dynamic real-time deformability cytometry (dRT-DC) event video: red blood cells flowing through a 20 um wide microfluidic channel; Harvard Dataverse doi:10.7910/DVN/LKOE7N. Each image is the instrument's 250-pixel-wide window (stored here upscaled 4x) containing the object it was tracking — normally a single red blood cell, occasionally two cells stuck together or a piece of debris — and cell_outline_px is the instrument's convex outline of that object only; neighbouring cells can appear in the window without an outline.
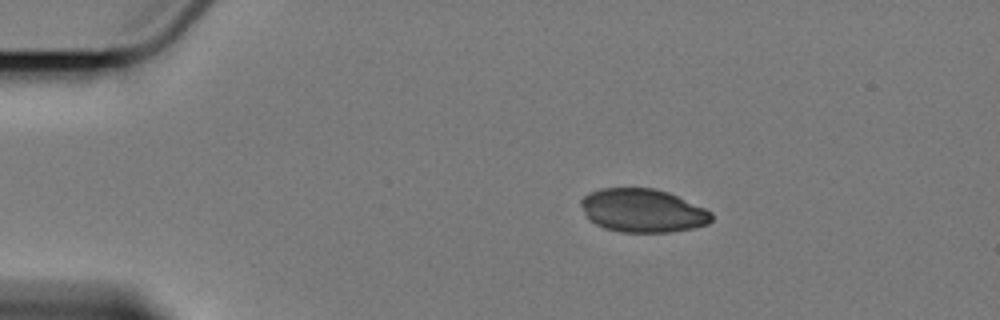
{"species": "Egyptian fruit bat (a non-hibernating species)", "species_latin": "Rousettus aegyptiacus", "temperature_condition": "cold", "stored_images_in_passage": 3, "camera_frame_rate_fps": 3000, "um_per_image_px": 0.085, "animal": {"sex": "female"}, "frame": {"image": 1, "passage_image": 1, "time_ms": 0.0, "image_size_px": [1000, 320], "cell_outline_px": [[712, 220], [708, 224], [692, 228], [672, 232], [620, 232], [604, 228], [596, 224], [584, 212], [580, 204], [580, 200], [588, 192], [600, 188], [656, 188], [668, 192], [704, 208], [712, 212]], "centroid_in_image_um": [54.62, 17.89], "position_along_channel_um": 30.4, "area_um2": 33.0}}